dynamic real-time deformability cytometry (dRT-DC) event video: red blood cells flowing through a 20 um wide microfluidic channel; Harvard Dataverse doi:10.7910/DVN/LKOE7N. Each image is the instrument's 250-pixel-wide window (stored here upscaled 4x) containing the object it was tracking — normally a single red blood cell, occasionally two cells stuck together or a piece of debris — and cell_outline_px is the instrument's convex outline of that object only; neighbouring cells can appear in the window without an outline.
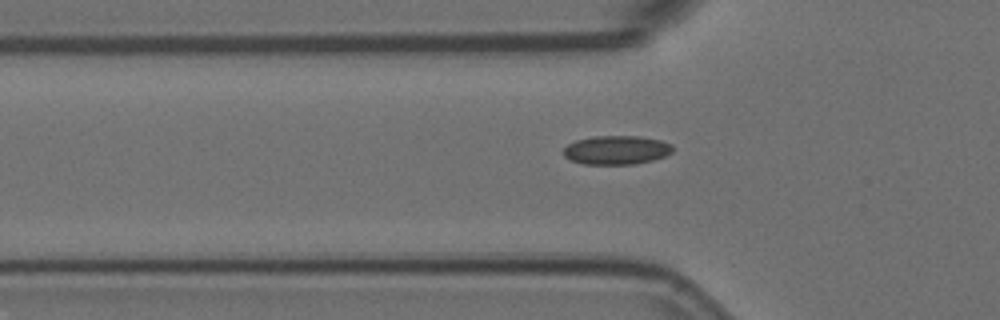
{"species": "Egyptian fruit bat (a non-hibernating species)", "species_latin": "Rousettus aegyptiacus", "temperature_condition": "room temperature", "stored_images_in_passage": 6, "segment_of_instrument_passage": [2, 2], "camera_frame_rate_fps": 3000, "um_per_image_px": 0.085, "animal": {"sex": "female"}, "frame": {"image": 1, "passage_image": 6, "time_ms": 1.667, "image_size_px": [1000, 320], "cell_outline_px": [[672, 152], [664, 156], [652, 160], [636, 164], [584, 164], [572, 160], [564, 156], [564, 148], [568, 144], [576, 140], [592, 136], [640, 136], [660, 140], [672, 144]], "centroid_in_image_um": [52.4, 12.74], "position_along_channel_um": 73.4, "area_um2": 18.32}}